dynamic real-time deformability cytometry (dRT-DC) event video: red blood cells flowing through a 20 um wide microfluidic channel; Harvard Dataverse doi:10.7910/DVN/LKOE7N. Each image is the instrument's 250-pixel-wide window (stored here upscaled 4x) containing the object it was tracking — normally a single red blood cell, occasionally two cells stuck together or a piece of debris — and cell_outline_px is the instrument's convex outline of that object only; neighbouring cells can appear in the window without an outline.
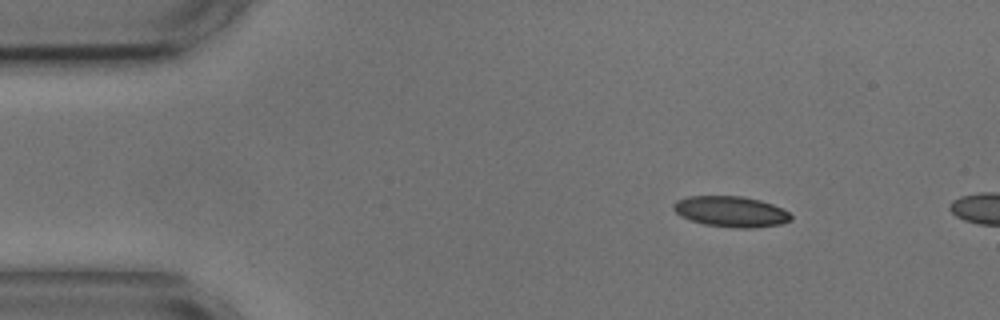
{"species": "common noctule bat (a hibernating species)", "species_latin": "Nyctalus noctula", "temperature_condition": "cold", "stored_images_in_passage": 2, "camera_frame_rate_fps": 3000, "um_per_image_px": 0.085, "animal": {"sex": "male", "body_mass_g": 17.9, "forearm_length_mm": 54.2}, "frame": {"image": 1, "passage_image": 1, "time_ms": 0.0, "image_size_px": [1000, 320], "cell_outline_px": [[792, 220], [780, 224], [752, 228], [736, 228], [704, 224], [680, 216], [672, 208], [672, 204], [676, 200], [688, 196], [740, 196], [760, 200], [772, 204], [788, 212], [792, 216]], "centroid_in_image_um": [62.1, 17.98], "position_along_channel_um": 22.9, "area_um2": 20.98}}